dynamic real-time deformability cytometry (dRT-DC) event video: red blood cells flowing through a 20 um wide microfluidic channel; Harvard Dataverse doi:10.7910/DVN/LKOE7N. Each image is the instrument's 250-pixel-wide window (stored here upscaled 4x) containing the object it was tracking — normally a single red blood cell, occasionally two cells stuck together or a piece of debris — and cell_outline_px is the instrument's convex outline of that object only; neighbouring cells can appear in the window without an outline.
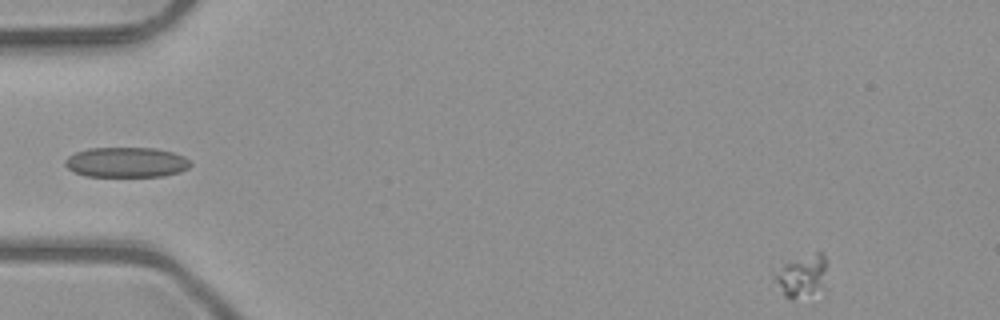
{"species": "common noctule bat (a hibernating species)", "species_latin": "Nyctalus noctula", "temperature_condition": "room temperature", "stored_images_in_passage": 5, "segment_of_instrument_passage": [2, 2], "camera_frame_rate_fps": 3000, "um_per_image_px": 0.085, "animal": {"sex": "male", "body_mass_g": 23.1, "forearm_length_mm": 52.7}, "frame": {"image": 1, "passage_image": 5, "time_ms": 1.333, "image_size_px": [1000, 320], "cell_outline_px": [[824, 272], [820, 284], [812, 304], [792, 300], [784, 296], [772, 272], [772, 268], [816, 252], [820, 252], [824, 256]], "centroid_in_image_um": [68.08, 23.58], "position_along_channel_um": 16.9, "area_um2": 13.24}}